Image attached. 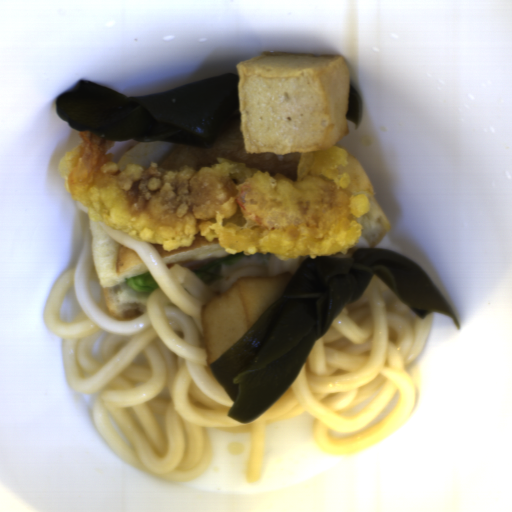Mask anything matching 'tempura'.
Returning a JSON list of instances; mask_svg holds the SVG:
<instances>
[{
  "instance_id": "1",
  "label": "tempura",
  "mask_w": 512,
  "mask_h": 512,
  "mask_svg": "<svg viewBox=\"0 0 512 512\" xmlns=\"http://www.w3.org/2000/svg\"><path fill=\"white\" fill-rule=\"evenodd\" d=\"M82 142L58 164L64 186L95 223L164 250L200 234L231 256L279 260L347 256L358 241L366 195L348 189L347 150L303 151L296 180L219 157L213 166L164 170L113 161L114 140L79 131Z\"/></svg>"
}]
</instances>
